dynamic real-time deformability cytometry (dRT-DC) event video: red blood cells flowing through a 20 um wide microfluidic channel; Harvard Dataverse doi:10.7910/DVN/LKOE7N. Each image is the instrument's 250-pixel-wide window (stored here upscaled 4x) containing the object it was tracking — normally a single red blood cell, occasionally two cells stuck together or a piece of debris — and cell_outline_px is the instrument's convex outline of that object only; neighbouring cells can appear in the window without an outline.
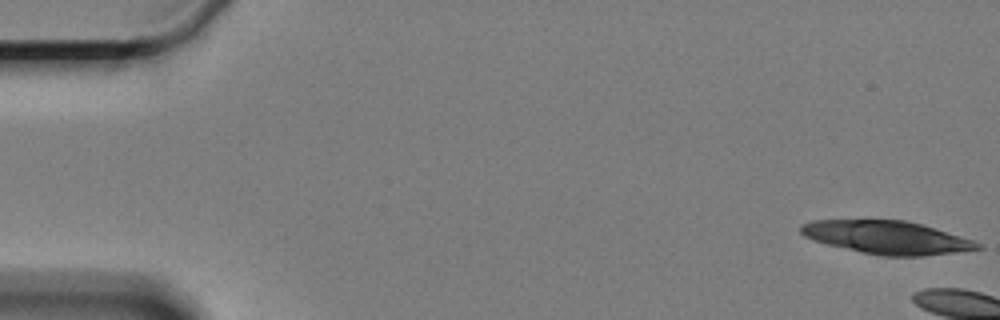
{"species": "Egyptian fruit bat (a non-hibernating species)", "species_latin": "Rousettus aegyptiacus", "temperature_condition": "cold", "stored_images_in_passage": 5, "camera_frame_rate_fps": 3000, "um_per_image_px": 0.085, "animal": {"sex": "female"}, "frame": {"image": 1, "passage_image": 1, "time_ms": 0.0, "image_size_px": [1000, 320], "cell_outline_px": [[984, 248], [956, 252], [924, 256], [880, 256], [828, 244], [812, 240], [804, 236], [800, 232], [800, 224], [812, 220], [904, 220], [920, 224], [960, 236], [984, 244]], "centroid_in_image_um": [75.38, 20.18], "position_along_channel_um": 9.6, "area_um2": 33.87}}